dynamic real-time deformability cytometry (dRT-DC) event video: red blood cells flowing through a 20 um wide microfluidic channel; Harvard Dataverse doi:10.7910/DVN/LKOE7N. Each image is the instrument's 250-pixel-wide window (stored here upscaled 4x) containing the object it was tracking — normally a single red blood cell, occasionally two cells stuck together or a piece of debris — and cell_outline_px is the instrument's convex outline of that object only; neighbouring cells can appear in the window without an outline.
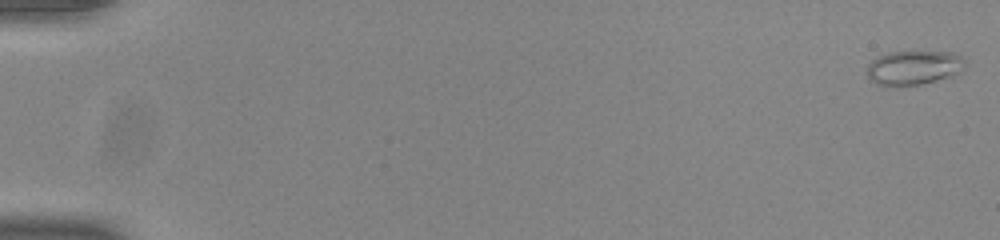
{"species": "common noctule bat (a hibernating species)", "species_latin": "Nyctalus noctula", "temperature_condition": "room temperature", "stored_images_in_passage": 54, "camera_frame_rate_fps": 3000, "um_per_image_px": 0.085, "animal": {"sex": "male", "body_mass_g": 20.0, "forearm_length_mm": 53.3}, "frame": {"image": 1, "passage_image": 1, "time_ms": 0.0, "image_size_px": [1000, 240], "cell_outline_px": [[964, 68], [960, 72], [952, 76], [920, 84], [892, 88], [888, 88], [876, 84], [868, 76], [868, 64], [872, 60], [888, 52], [952, 52], [960, 56], [964, 60]], "centroid_in_image_um": [77.64, 5.78], "position_along_channel_um": 7.4, "area_um2": 19.71}}
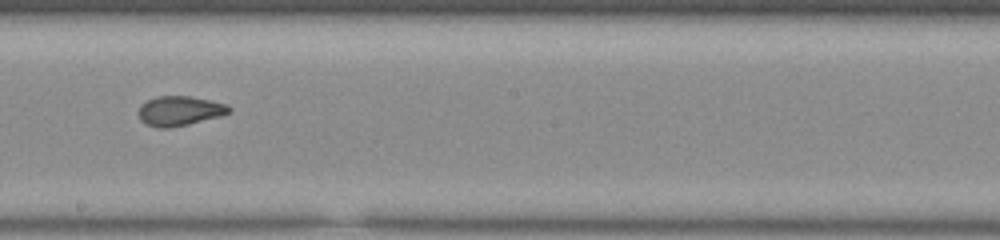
{"frame": {"image": 2, "passage_image": 32, "time_ms": 10.333, "image_size_px": [1000, 240], "cell_outline_px": [[232, 112], [220, 116], [188, 124], [168, 128], [156, 128], [144, 124], [140, 120], [136, 112], [140, 104], [156, 96], [188, 96], [228, 104], [232, 108]], "centroid_in_image_um": [15.22, 9.43], "position_along_channel_um": 233.0, "area_um2": 15.9}}
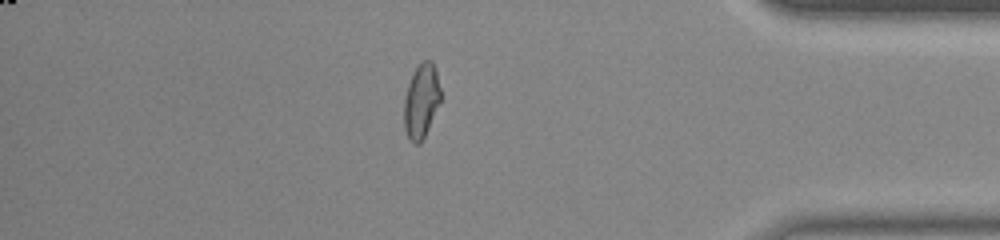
{"frame": {"image": 3, "passage_image": 47, "time_ms": 15.333, "image_size_px": [1000, 240], "cell_outline_px": [[440, 104], [420, 144], [416, 144], [408, 136], [404, 128], [404, 100], [408, 84], [412, 72], [424, 60], [432, 60], [436, 72], [440, 88]], "centroid_in_image_um": [35.81, 8.57], "position_along_channel_um": 399.4, "area_um2": 15.66}, "authors_computed_cell_mechanics": {"area_um2": 16.2996, "velocity_mm_per_s": 3.9001, "shape_relaxation_time_tau1_ms": 7.4357, "shape_relaxation_time_tau2_ms": 1.6986, "deformation_change_tau1": 0.2164, "deformation_change_tau2": 0.0678}}